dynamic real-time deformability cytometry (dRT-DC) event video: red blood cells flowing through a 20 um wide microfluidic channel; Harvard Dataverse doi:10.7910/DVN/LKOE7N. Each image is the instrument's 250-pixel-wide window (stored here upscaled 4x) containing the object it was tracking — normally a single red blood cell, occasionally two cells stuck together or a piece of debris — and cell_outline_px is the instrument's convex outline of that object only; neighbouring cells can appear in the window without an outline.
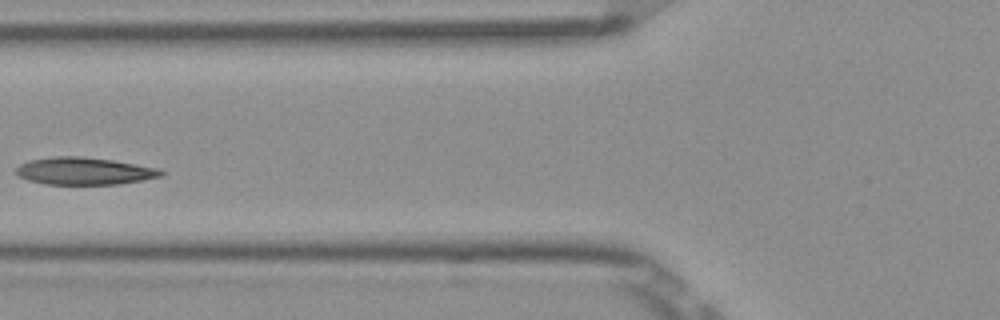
{"species": "Egyptian fruit bat (a non-hibernating species)", "species_latin": "Rousettus aegyptiacus", "temperature_condition": "room temperature", "stored_images_in_passage": 5, "camera_frame_rate_fps": 3000, "um_per_image_px": 0.085, "frame": {"image": 1, "passage_image": 3, "time_ms": 0.667, "image_size_px": [1000, 320], "cell_outline_px": [[164, 176], [144, 180], [116, 184], [44, 184], [28, 180], [20, 176], [16, 172], [16, 168], [20, 164], [28, 160], [52, 156], [80, 156], [112, 160], [160, 168], [164, 172]], "centroid_in_image_um": [7.18, 14.53], "position_along_channel_um": 118.6, "area_um2": 23.18}}
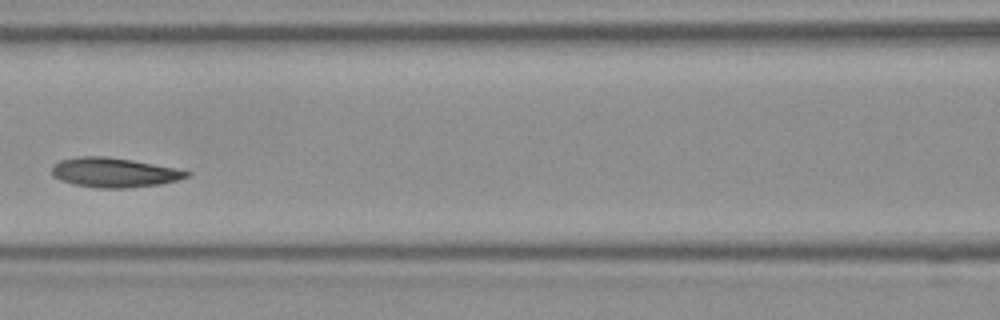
{"frame": {"image": 2, "passage_image": 4, "time_ms": 1.0, "image_size_px": [1000, 320], "cell_outline_px": [[192, 176], [160, 184], [124, 188], [100, 188], [72, 184], [60, 180], [52, 176], [52, 164], [60, 160], [80, 156], [104, 156], [132, 160], [176, 168], [192, 172]], "centroid_in_image_um": [9.69, 14.66], "position_along_channel_um": 156.9, "area_um2": 23.29}}
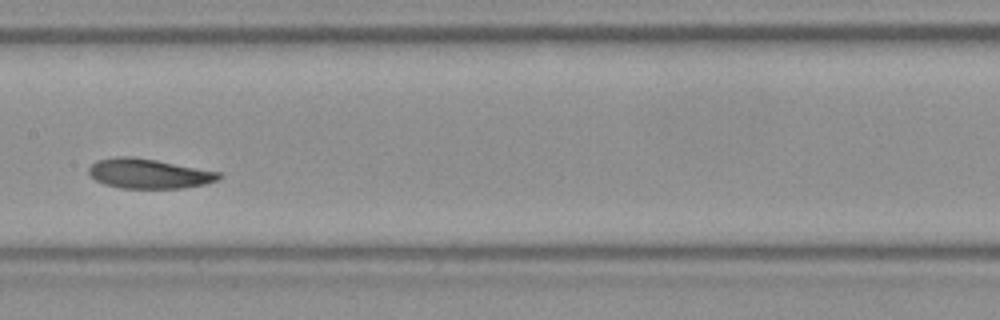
{"frame": {"image": 3, "passage_image": 5, "time_ms": 1.333, "image_size_px": [1000, 320], "cell_outline_px": [[224, 176], [216, 180], [204, 184], [184, 188], [120, 188], [104, 184], [96, 180], [88, 172], [88, 168], [96, 160], [116, 156], [132, 156], [156, 160], [220, 172]], "centroid_in_image_um": [12.63, 14.75], "position_along_channel_um": 194.8, "area_um2": 22.54}}